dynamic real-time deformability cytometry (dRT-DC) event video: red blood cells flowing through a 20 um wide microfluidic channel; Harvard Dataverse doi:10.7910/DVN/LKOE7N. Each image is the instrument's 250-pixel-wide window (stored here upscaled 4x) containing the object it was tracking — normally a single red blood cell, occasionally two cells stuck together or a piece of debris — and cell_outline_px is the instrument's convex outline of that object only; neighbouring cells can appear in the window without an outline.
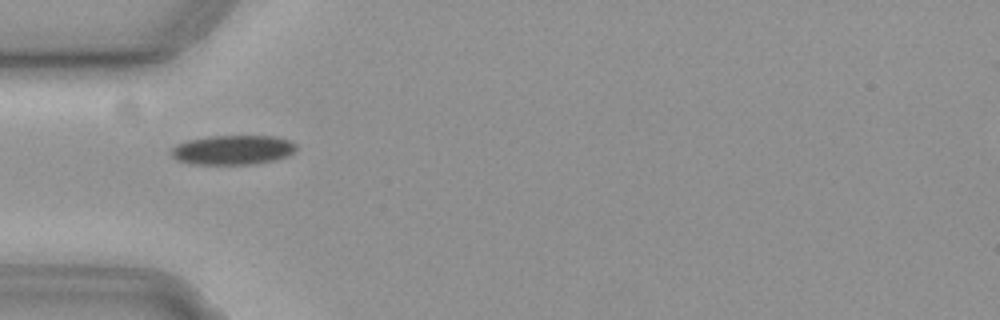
{"species": "common noctule bat (a hibernating species)", "species_latin": "Nyctalus noctula", "temperature_condition": "cold", "stored_images_in_passage": 39, "camera_frame_rate_fps": 3000, "um_per_image_px": 0.085, "animal": {"sex": "female", "body_mass_g": 19.3, "forearm_length_mm": 54.1}, "frame": {"image": 1, "passage_image": 5, "time_ms": 1.333, "image_size_px": [1000, 320], "cell_outline_px": [[296, 148], [292, 152], [284, 156], [272, 160], [248, 164], [188, 164], [176, 160], [168, 152], [176, 144], [188, 140], [208, 136], [276, 136], [292, 140], [296, 144]], "centroid_in_image_um": [19.72, 12.73], "position_along_channel_um": 65.3, "area_um2": 21.5}}
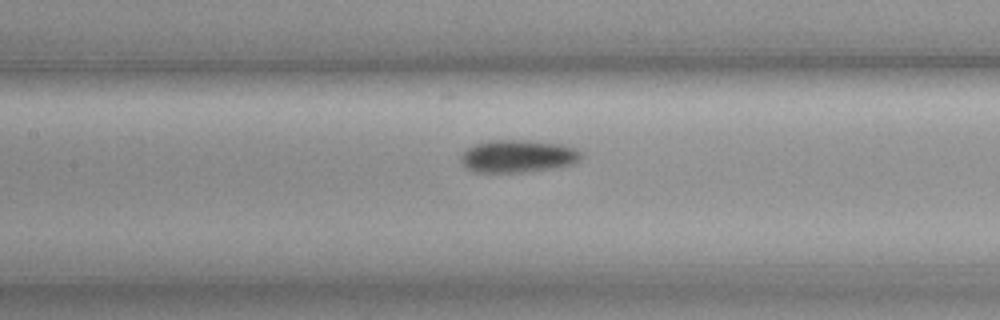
{"frame": {"image": 2, "passage_image": 13, "time_ms": 4.0, "image_size_px": [1000, 320], "cell_outline_px": [[584, 156], [576, 164], [556, 168], [524, 172], [476, 172], [468, 168], [460, 160], [460, 156], [468, 148], [476, 144], [488, 140], [528, 140], [564, 144], [576, 148], [584, 152]], "centroid_in_image_um": [44.13, 13.27], "position_along_channel_um": 163.3, "area_um2": 23.24}}
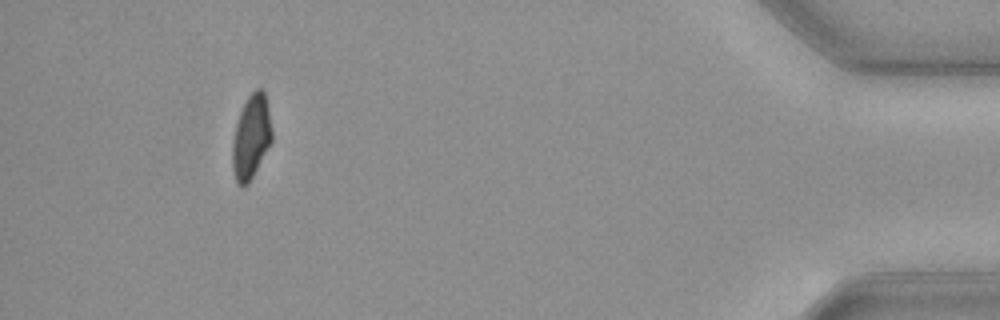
{"frame": {"image": 3, "passage_image": 39, "time_ms": 12.667, "image_size_px": [1000, 320], "cell_outline_px": [[272, 140], [248, 184], [244, 188], [236, 184], [232, 168], [232, 140], [236, 124], [240, 112], [248, 96], [256, 88], [260, 88], [264, 92], [268, 108], [272, 128]], "centroid_in_image_um": [21.33, 11.67], "position_along_channel_um": 413.9, "area_um2": 19.31}, "authors_computed_cell_mechanics": {"area_um2": 21.5594, "velocity_mm_per_s": 3.7053, "shape_relaxation_time_tau1_ms": 4.0338, "shape_relaxation_time_tau2_ms": null, "deformation_change_tau1": 0.0919, "deformation_change_tau2": null}}